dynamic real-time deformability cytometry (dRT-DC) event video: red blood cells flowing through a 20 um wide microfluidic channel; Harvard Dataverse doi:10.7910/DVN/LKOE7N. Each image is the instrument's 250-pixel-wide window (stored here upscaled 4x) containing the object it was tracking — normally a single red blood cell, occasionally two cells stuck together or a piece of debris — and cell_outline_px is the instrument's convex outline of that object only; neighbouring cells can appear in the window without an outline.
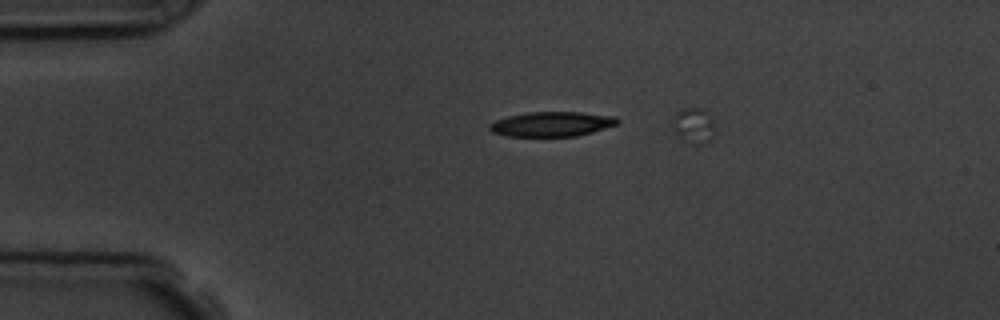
{"species": "common noctule bat (a hibernating species)", "species_latin": "Nyctalus noctula", "temperature_condition": "room temperature", "stored_images_in_passage": 4, "camera_frame_rate_fps": 3000, "um_per_image_px": 0.085, "animal": {"sex": "male", "body_mass_g": 19.5, "forearm_length_mm": 54.6}, "frame": {"image": 1, "passage_image": 3, "time_ms": 2.333, "image_size_px": [1000, 320], "cell_outline_px": [[620, 120], [616, 124], [592, 132], [576, 136], [508, 136], [492, 132], [488, 128], [488, 124], [496, 120], [508, 116], [528, 112], [580, 112], [616, 116]], "centroid_in_image_um": [46.89, 10.54], "position_along_channel_um": 38.1, "area_um2": 18.38}}